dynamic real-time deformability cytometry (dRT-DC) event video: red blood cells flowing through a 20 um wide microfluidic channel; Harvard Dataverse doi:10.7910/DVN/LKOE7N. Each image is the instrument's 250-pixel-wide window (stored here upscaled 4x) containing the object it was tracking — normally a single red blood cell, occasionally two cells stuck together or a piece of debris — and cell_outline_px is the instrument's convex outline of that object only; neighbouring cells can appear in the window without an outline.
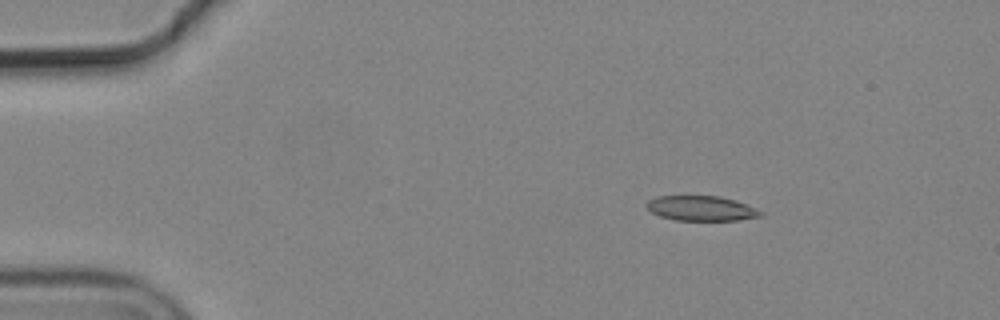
{"species": "common noctule bat (a hibernating species)", "species_latin": "Nyctalus noctula", "temperature_condition": "cold", "stored_images_in_passage": 4, "camera_frame_rate_fps": 3000, "um_per_image_px": 0.085, "animal": {"sex": "male", "body_mass_g": 19.2, "forearm_length_mm": 51.8}, "frame": {"image": 1, "passage_image": 2, "time_ms": 0.333, "image_size_px": [1000, 320], "cell_outline_px": [[764, 216], [740, 220], [676, 220], [660, 216], [652, 212], [648, 208], [648, 200], [656, 196], [720, 196], [736, 200], [764, 212]], "centroid_in_image_um": [59.66, 17.71], "position_along_channel_um": 25.3, "area_um2": 16.53}}